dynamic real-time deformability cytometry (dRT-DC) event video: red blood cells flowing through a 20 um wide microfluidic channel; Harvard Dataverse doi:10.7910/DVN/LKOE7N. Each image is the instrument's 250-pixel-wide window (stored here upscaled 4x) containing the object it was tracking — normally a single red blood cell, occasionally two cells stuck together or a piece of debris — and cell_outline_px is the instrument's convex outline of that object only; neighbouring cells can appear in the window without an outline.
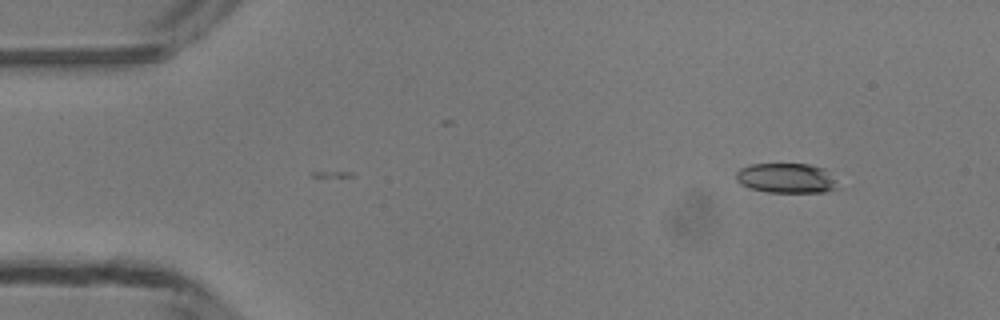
{"species": "common noctule bat (a hibernating species)", "species_latin": "Nyctalus noctula", "temperature_condition": "room temperature", "stored_images_in_passage": 2, "camera_frame_rate_fps": 3000, "um_per_image_px": 0.085, "animal": {"sex": "male", "body_mass_g": 13.3}, "frame": {"image": 1, "passage_image": 1, "time_ms": 0.0, "image_size_px": [1000, 320], "cell_outline_px": [[840, 188], [828, 192], [768, 192], [748, 188], [740, 184], [736, 180], [736, 172], [740, 168], [752, 164], [808, 164], [824, 168]], "centroid_in_image_um": [66.82, 15.15], "position_along_channel_um": 18.2, "area_um2": 17.74}}